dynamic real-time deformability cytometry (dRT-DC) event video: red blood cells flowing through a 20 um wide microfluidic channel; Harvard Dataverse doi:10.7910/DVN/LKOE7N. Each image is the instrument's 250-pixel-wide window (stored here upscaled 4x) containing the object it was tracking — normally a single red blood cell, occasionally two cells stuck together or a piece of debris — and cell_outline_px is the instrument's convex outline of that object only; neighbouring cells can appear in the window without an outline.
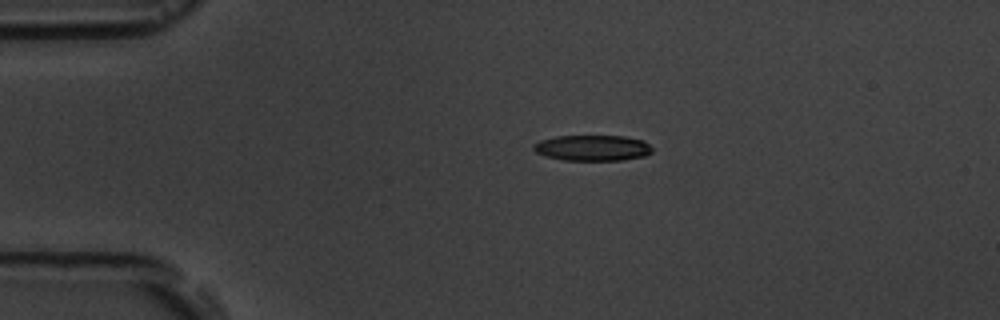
{"species": "common noctule bat (a hibernating species)", "species_latin": "Nyctalus noctula", "temperature_condition": "room temperature", "stored_images_in_passage": 3, "camera_frame_rate_fps": 3000, "um_per_image_px": 0.085, "animal": {"sex": "male", "body_mass_g": 19.5, "forearm_length_mm": 54.6}, "frame": {"image": 1, "passage_image": 2, "time_ms": 1.0, "image_size_px": [1000, 320], "cell_outline_px": [[652, 152], [644, 156], [624, 160], [564, 160], [548, 156], [536, 152], [532, 148], [532, 144], [540, 140], [556, 136], [624, 136], [644, 140], [652, 148]], "centroid_in_image_um": [50.37, 12.57], "position_along_channel_um": 34.6, "area_um2": 17.8}}